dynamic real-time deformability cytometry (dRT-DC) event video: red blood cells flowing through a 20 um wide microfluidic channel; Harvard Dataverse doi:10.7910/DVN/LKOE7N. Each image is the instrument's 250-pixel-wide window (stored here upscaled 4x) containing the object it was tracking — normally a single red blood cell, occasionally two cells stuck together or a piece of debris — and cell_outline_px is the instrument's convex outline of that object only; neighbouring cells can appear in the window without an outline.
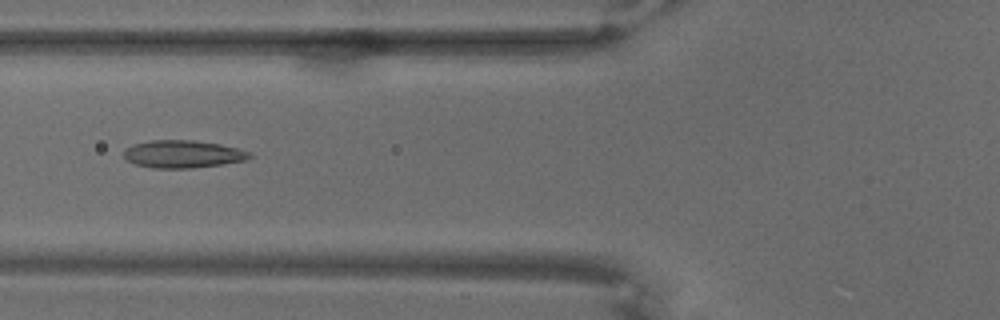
{"species": "common noctule bat (a hibernating species)", "species_latin": "Nyctalus noctula", "temperature_condition": "warm", "stored_images_in_passage": 26, "camera_frame_rate_fps": 3000, "um_per_image_px": 0.085, "animal": {"sex": "male", "body_mass_g": 18.8}, "frame": {"image": 1, "passage_image": 14, "time_ms": 4.333, "image_size_px": [1000, 320], "cell_outline_px": [[252, 156], [244, 160], [220, 164], [192, 168], [152, 168], [136, 164], [124, 160], [124, 148], [132, 144], [152, 140], [192, 140], [220, 144], [236, 148], [248, 152]], "centroid_in_image_um": [15.45, 13.09], "position_along_channel_um": 110.3, "area_um2": 20.11}}